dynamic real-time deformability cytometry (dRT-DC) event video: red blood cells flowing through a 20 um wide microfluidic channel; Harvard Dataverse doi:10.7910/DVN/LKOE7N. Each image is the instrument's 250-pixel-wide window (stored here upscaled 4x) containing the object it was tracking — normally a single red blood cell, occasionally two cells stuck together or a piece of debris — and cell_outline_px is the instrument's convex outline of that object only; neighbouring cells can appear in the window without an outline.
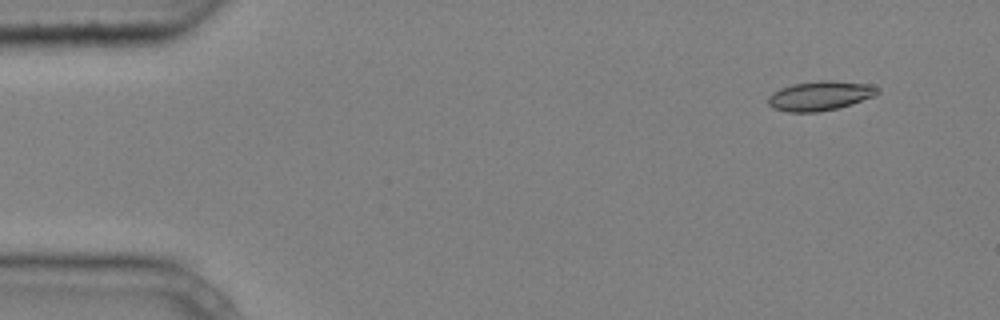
{"species": "common noctule bat (a hibernating species)", "species_latin": "Nyctalus noctula", "temperature_condition": "cold", "stored_images_in_passage": 9, "camera_frame_rate_fps": 3000, "um_per_image_px": 0.085, "animal": {"sex": "male", "body_mass_g": 20.4}, "frame": {"image": 1, "passage_image": 2, "time_ms": 0.333, "image_size_px": [1000, 320], "cell_outline_px": [[880, 92], [876, 96], [852, 104], [836, 108], [816, 112], [788, 112], [772, 108], [768, 104], [768, 96], [772, 92], [780, 88], [792, 84], [820, 80], [832, 80], [872, 84], [880, 88]], "centroid_in_image_um": [69.73, 8.13], "position_along_channel_um": 15.3, "area_um2": 19.07}}
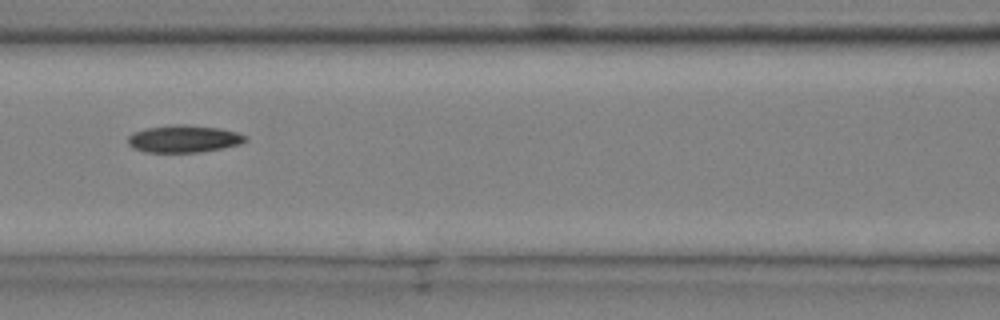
{"frame": {"image": 2, "passage_image": 6, "time_ms": 1.667, "image_size_px": [1000, 320], "cell_outline_px": [[248, 140], [240, 144], [200, 152], [144, 152], [132, 148], [128, 144], [128, 136], [132, 132], [144, 128], [176, 124], [184, 124], [220, 128], [236, 132], [248, 136]], "centroid_in_image_um": [15.59, 11.79], "position_along_channel_um": 151.0, "area_um2": 18.84}}
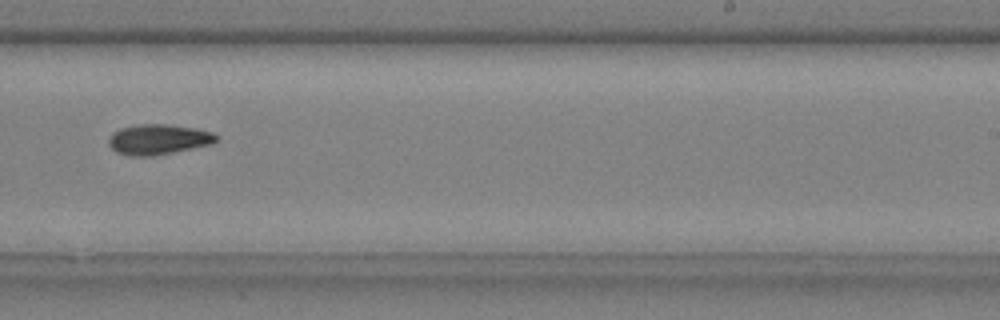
{"frame": {"image": 3, "passage_image": 9, "time_ms": 2.667, "image_size_px": [1000, 320], "cell_outline_px": [[220, 140], [212, 144], [152, 156], [132, 156], [116, 152], [108, 144], [108, 136], [112, 132], [120, 128], [140, 124], [168, 124], [196, 128], [212, 132], [220, 136]], "centroid_in_image_um": [13.47, 11.84], "position_along_channel_um": 275.5, "area_um2": 19.19}}